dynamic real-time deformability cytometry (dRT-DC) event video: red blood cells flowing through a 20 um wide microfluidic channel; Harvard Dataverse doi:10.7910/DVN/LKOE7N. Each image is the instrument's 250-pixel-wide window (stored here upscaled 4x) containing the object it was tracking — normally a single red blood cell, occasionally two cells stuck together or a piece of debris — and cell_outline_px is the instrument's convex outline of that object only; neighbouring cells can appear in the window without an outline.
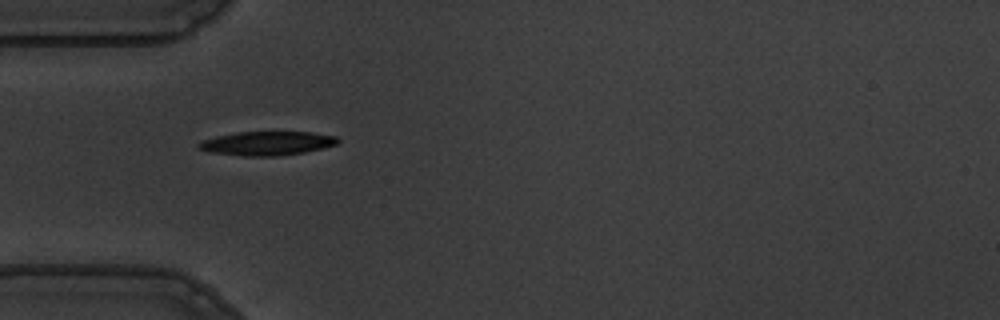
{"species": "common noctule bat (a hibernating species)", "species_latin": "Nyctalus noctula", "temperature_condition": "warm", "stored_images_in_passage": 36, "camera_frame_rate_fps": 3000, "um_per_image_px": 0.085, "animal": {"sex": "male", "body_mass_g": 19.5, "forearm_length_mm": 54.6}, "frame": {"image": 1, "passage_image": 1, "time_ms": 0.0, "image_size_px": [1000, 320], "cell_outline_px": [[340, 140], [336, 144], [324, 148], [304, 152], [280, 156], [240, 156], [208, 152], [196, 148], [196, 144], [204, 140], [216, 136], [236, 132], [312, 132], [336, 136]], "centroid_in_image_um": [22.67, 12.19], "position_along_channel_um": 62.3, "area_um2": 19.59}}
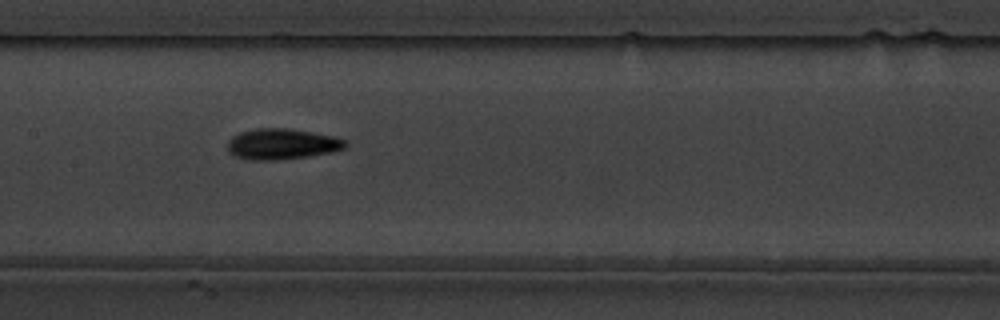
{"frame": {"image": 2, "passage_image": 11, "time_ms": 3.333, "image_size_px": [1000, 320], "cell_outline_px": [[348, 144], [344, 148], [332, 152], [308, 156], [276, 160], [248, 160], [236, 156], [228, 152], [228, 140], [232, 136], [240, 132], [256, 128], [288, 128], [336, 136], [344, 140]], "centroid_in_image_um": [23.95, 12.24], "position_along_channel_um": 183.4, "area_um2": 21.21}}
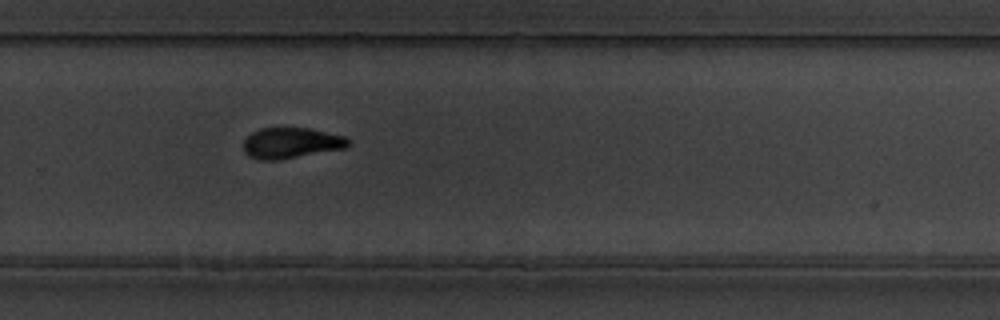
{"frame": {"image": 3, "passage_image": 21, "time_ms": 6.667, "image_size_px": [1000, 320], "cell_outline_px": [[352, 144], [348, 148], [280, 160], [260, 160], [248, 156], [244, 152], [244, 140], [252, 132], [260, 128], [308, 128], [344, 136], [352, 140]], "centroid_in_image_um": [24.79, 12.17], "position_along_channel_um": 305.0, "area_um2": 19.07}, "authors_computed_cell_mechanics": {"area_um2": 19.7387, "velocity_mm_per_s": 3.6692, "shape_relaxation_time_tau1_ms": 3.1505, "shape_relaxation_time_tau2_ms": 4.9968, "deformation_change_tau1": 0.17, "deformation_change_tau2": 0.1036}}